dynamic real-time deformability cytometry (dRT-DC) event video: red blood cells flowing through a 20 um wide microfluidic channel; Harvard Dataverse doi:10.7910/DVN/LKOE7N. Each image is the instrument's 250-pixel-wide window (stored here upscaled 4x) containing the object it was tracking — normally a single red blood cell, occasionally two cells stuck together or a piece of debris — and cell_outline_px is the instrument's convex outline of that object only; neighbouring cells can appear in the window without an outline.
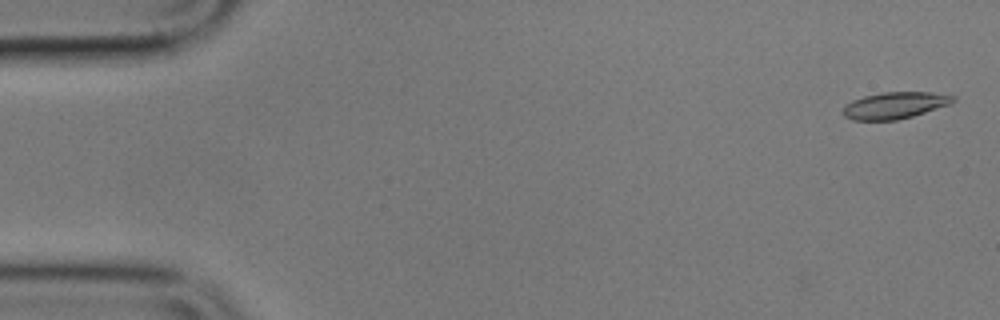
{"species": "common noctule bat (a hibernating species)", "species_latin": "Nyctalus noctula", "temperature_condition": "cold", "stored_images_in_passage": 8, "camera_frame_rate_fps": 3000, "um_per_image_px": 0.085, "animal": {"sex": "male", "body_mass_g": 17.9}, "frame": {"image": 1, "passage_image": 1, "time_ms": 0.0, "image_size_px": [1000, 320], "cell_outline_px": [[956, 100], [948, 104], [912, 116], [896, 120], [852, 120], [844, 116], [844, 104], [852, 100], [864, 96], [884, 92], [932, 92], [956, 96]], "centroid_in_image_um": [76.03, 8.95], "position_along_channel_um": 9.0, "area_um2": 16.94}}
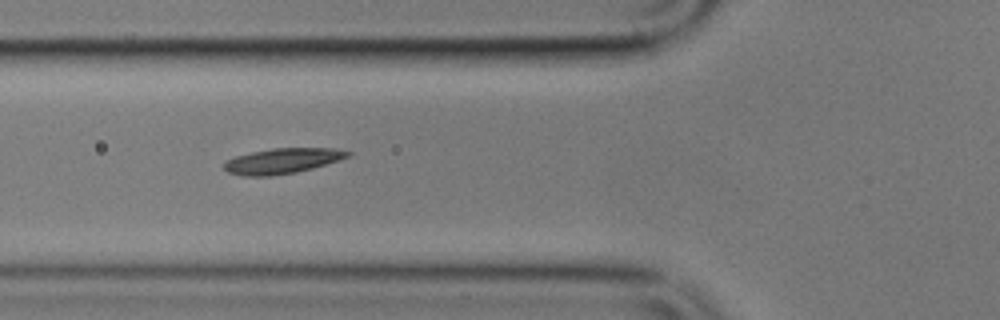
{"frame": {"image": 2, "passage_image": 6, "time_ms": 6.667, "image_size_px": [1000, 320], "cell_outline_px": [[352, 156], [340, 160], [312, 168], [296, 172], [272, 176], [240, 176], [228, 172], [224, 168], [224, 160], [236, 156], [252, 152], [272, 148], [332, 148], [352, 152]], "centroid_in_image_um": [24.0, 13.68], "position_along_channel_um": 101.8, "area_um2": 18.38}}
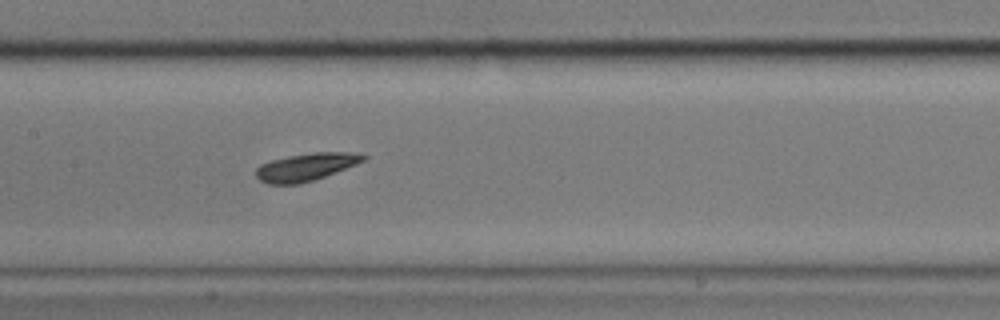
{"frame": {"image": 3, "passage_image": 8, "time_ms": 9.0, "image_size_px": [1000, 320], "cell_outline_px": [[368, 156], [364, 160], [356, 164], [324, 176], [300, 184], [268, 184], [260, 180], [256, 176], [256, 168], [260, 164], [272, 160], [288, 156], [312, 152], [348, 152]], "centroid_in_image_um": [25.97, 14.19], "position_along_channel_um": 181.4, "area_um2": 17.05}}